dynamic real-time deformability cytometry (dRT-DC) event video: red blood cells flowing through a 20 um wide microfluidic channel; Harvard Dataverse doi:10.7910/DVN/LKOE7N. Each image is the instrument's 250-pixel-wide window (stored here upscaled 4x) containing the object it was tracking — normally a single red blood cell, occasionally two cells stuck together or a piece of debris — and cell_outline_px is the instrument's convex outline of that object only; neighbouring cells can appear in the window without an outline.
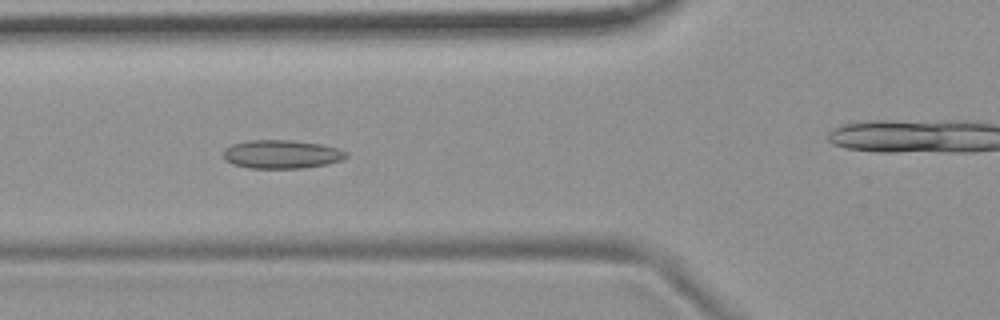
{"species": "common noctule bat (a hibernating species)", "species_latin": "Nyctalus noctula", "temperature_condition": "room temperature", "stored_images_in_passage": 56, "camera_frame_rate_fps": 3000, "um_per_image_px": 0.085, "animal": {"sex": "female", "body_mass_g": 19.9}, "frame": {"image": 1, "passage_image": 21, "time_ms": 6.667, "image_size_px": [1000, 320], "cell_outline_px": [[348, 156], [344, 160], [328, 164], [304, 168], [248, 168], [232, 164], [224, 160], [224, 148], [232, 144], [248, 140], [292, 140], [320, 144], [336, 148], [348, 152]], "centroid_in_image_um": [23.94, 13.11], "position_along_channel_um": 101.9, "area_um2": 20.63}}
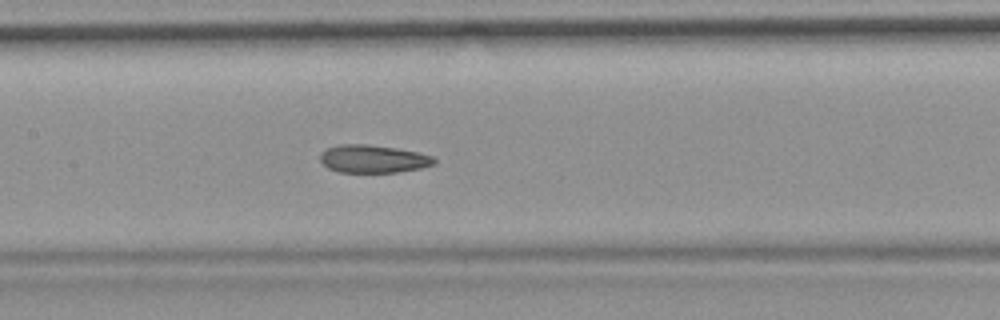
{"frame": {"image": 2, "passage_image": 27, "time_ms": 8.667, "image_size_px": [1000, 320], "cell_outline_px": [[436, 164], [420, 168], [396, 172], [340, 172], [328, 168], [320, 160], [320, 152], [328, 148], [340, 144], [364, 144], [396, 148], [416, 152], [432, 156], [436, 160]], "centroid_in_image_um": [31.7, 13.5], "position_along_channel_um": 175.7, "area_um2": 18.38}}
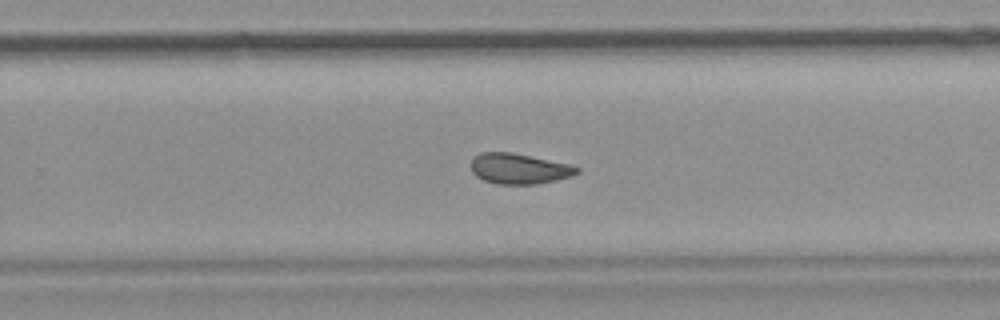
{"frame": {"image": 3, "passage_image": 36, "time_ms": 11.667, "image_size_px": [1000, 320], "cell_outline_px": [[580, 172], [572, 176], [556, 180], [536, 184], [500, 184], [484, 180], [476, 176], [472, 172], [472, 160], [480, 152], [512, 152], [568, 164], [580, 168]], "centroid_in_image_um": [44.13, 14.34], "position_along_channel_um": 285.7, "area_um2": 18.67}, "authors_computed_cell_mechanics": {"area_um2": 19.6809, "velocity_mm_per_s": 3.6847, "shape_relaxation_time_tau1_ms": null, "shape_relaxation_time_tau2_ms": 2.8213, "deformation_change_tau1": null, "deformation_change_tau2": 0.0823}}